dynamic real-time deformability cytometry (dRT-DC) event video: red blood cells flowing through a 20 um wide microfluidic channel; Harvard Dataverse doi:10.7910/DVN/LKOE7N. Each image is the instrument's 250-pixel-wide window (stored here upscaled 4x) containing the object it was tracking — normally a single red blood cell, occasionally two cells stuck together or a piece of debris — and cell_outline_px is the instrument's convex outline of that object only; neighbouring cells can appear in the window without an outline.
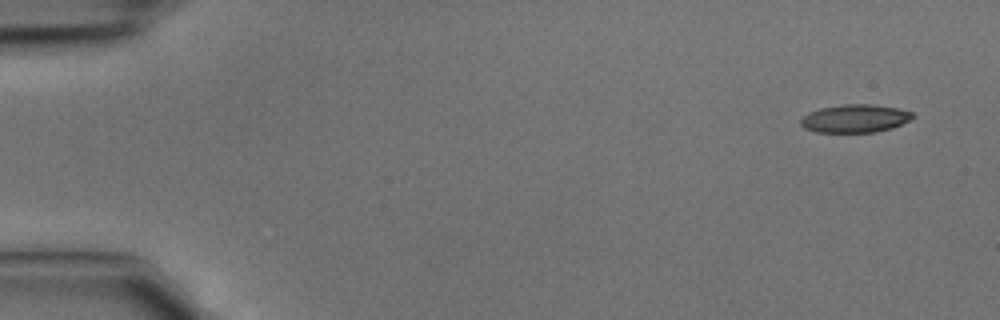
{"species": "common noctule bat (a hibernating species)", "species_latin": "Nyctalus noctula", "temperature_condition": "cold", "stored_images_in_passage": 5, "camera_frame_rate_fps": 3000, "um_per_image_px": 0.085, "animal": {"sex": "male", "body_mass_g": 15.6}, "frame": {"image": 1, "passage_image": 1, "time_ms": 0.0, "image_size_px": [1000, 320], "cell_outline_px": [[912, 120], [892, 128], [876, 132], [816, 132], [804, 128], [800, 124], [800, 120], [808, 112], [820, 108], [844, 104], [872, 104], [900, 108], [912, 112]], "centroid_in_image_um": [72.68, 10.07], "position_along_channel_um": 12.3, "area_um2": 18.44}}
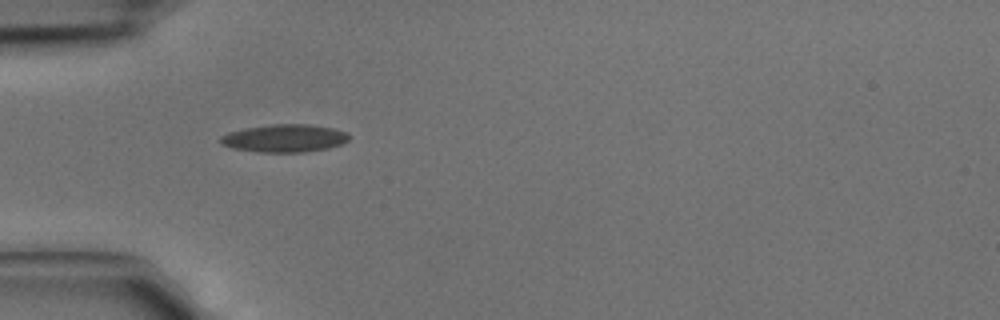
{"frame": {"image": 2, "passage_image": 4, "time_ms": 1.0, "image_size_px": [1000, 320], "cell_outline_px": [[348, 140], [340, 144], [328, 148], [304, 152], [260, 152], [232, 148], [220, 144], [216, 140], [220, 136], [228, 132], [244, 128], [272, 124], [308, 124], [332, 128], [348, 132]], "centroid_in_image_um": [24.12, 11.75], "position_along_channel_um": 60.9, "area_um2": 20.92}}